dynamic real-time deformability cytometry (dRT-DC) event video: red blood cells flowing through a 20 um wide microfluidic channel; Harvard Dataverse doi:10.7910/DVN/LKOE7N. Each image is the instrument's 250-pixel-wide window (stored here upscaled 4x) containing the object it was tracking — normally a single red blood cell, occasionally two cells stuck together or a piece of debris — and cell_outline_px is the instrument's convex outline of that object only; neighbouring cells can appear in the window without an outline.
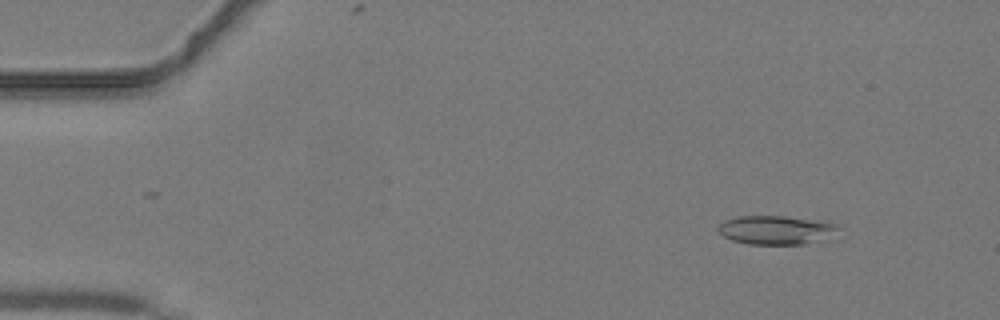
{"species": "common noctule bat (a hibernating species)", "species_latin": "Nyctalus noctula", "temperature_condition": "warm", "stored_images_in_passage": 7, "camera_frame_rate_fps": 3000, "um_per_image_px": 0.085, "animal": {"sex": "male", "body_mass_g": 19.2, "forearm_length_mm": 51.8}, "frame": {"image": 1, "passage_image": 4, "time_ms": 1.0, "image_size_px": [1000, 320], "cell_outline_px": [[840, 228], [804, 244], [748, 244], [732, 240], [724, 236], [716, 228], [724, 220], [736, 216], [784, 216], [828, 220], [836, 224]], "centroid_in_image_um": [65.87, 19.51], "position_along_channel_um": 19.1, "area_um2": 19.83}}